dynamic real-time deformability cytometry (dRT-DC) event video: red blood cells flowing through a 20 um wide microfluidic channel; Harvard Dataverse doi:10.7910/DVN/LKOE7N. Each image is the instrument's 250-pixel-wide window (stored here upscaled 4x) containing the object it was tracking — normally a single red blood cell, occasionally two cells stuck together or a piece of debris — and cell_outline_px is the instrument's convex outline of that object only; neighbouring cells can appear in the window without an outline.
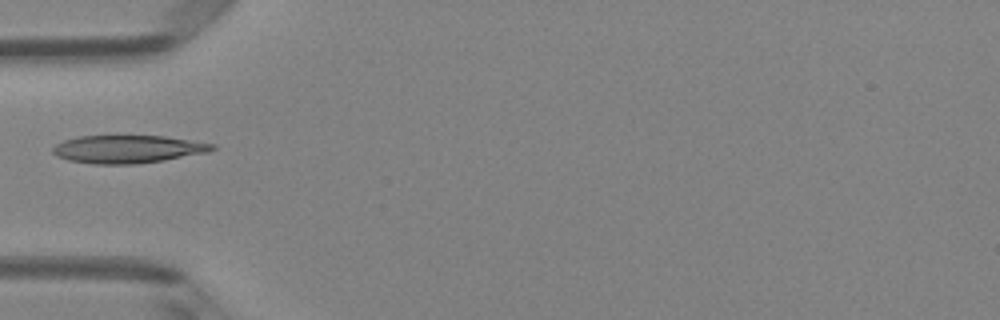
{"species": "Egyptian fruit bat (a non-hibernating species)", "species_latin": "Rousettus aegyptiacus", "temperature_condition": "room temperature", "stored_images_in_passage": 3, "camera_frame_rate_fps": 3000, "um_per_image_px": 0.085, "animal": {"sex": "female"}, "frame": {"image": 1, "passage_image": 3, "time_ms": 0.667, "image_size_px": [1000, 320], "cell_outline_px": [[216, 148], [208, 152], [164, 160], [132, 164], [92, 164], [68, 160], [56, 156], [52, 152], [52, 148], [56, 144], [64, 140], [80, 136], [164, 136], [216, 144]], "centroid_in_image_um": [10.84, 12.68], "position_along_channel_um": 74.2, "area_um2": 25.84}}